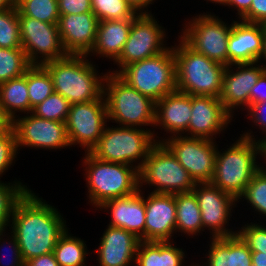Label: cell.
I'll return each instance as SVG.
<instances>
[{
	"instance_id": "bcb514c9",
	"label": "cell",
	"mask_w": 266,
	"mask_h": 266,
	"mask_svg": "<svg viewBox=\"0 0 266 266\" xmlns=\"http://www.w3.org/2000/svg\"><path fill=\"white\" fill-rule=\"evenodd\" d=\"M25 266H59L55 256L52 253L37 256L25 262Z\"/></svg>"
},
{
	"instance_id": "b9f144b4",
	"label": "cell",
	"mask_w": 266,
	"mask_h": 266,
	"mask_svg": "<svg viewBox=\"0 0 266 266\" xmlns=\"http://www.w3.org/2000/svg\"><path fill=\"white\" fill-rule=\"evenodd\" d=\"M60 15L92 12L91 0H58Z\"/></svg>"
},
{
	"instance_id": "3957f363",
	"label": "cell",
	"mask_w": 266,
	"mask_h": 266,
	"mask_svg": "<svg viewBox=\"0 0 266 266\" xmlns=\"http://www.w3.org/2000/svg\"><path fill=\"white\" fill-rule=\"evenodd\" d=\"M88 57L68 54L43 64L51 75L55 93L61 94L71 105L99 100L104 95L108 71L98 74L96 65Z\"/></svg>"
},
{
	"instance_id": "816d5d0a",
	"label": "cell",
	"mask_w": 266,
	"mask_h": 266,
	"mask_svg": "<svg viewBox=\"0 0 266 266\" xmlns=\"http://www.w3.org/2000/svg\"><path fill=\"white\" fill-rule=\"evenodd\" d=\"M251 261L256 266H266V256H251Z\"/></svg>"
},
{
	"instance_id": "ee69618b",
	"label": "cell",
	"mask_w": 266,
	"mask_h": 266,
	"mask_svg": "<svg viewBox=\"0 0 266 266\" xmlns=\"http://www.w3.org/2000/svg\"><path fill=\"white\" fill-rule=\"evenodd\" d=\"M241 21L266 24V0H252L248 13L241 19Z\"/></svg>"
},
{
	"instance_id": "f35d334b",
	"label": "cell",
	"mask_w": 266,
	"mask_h": 266,
	"mask_svg": "<svg viewBox=\"0 0 266 266\" xmlns=\"http://www.w3.org/2000/svg\"><path fill=\"white\" fill-rule=\"evenodd\" d=\"M237 234L251 250V256H266V226L261 222L247 223L237 230Z\"/></svg>"
},
{
	"instance_id": "11a10c76",
	"label": "cell",
	"mask_w": 266,
	"mask_h": 266,
	"mask_svg": "<svg viewBox=\"0 0 266 266\" xmlns=\"http://www.w3.org/2000/svg\"><path fill=\"white\" fill-rule=\"evenodd\" d=\"M261 147H262V151H263L264 157H266V138H264L261 141Z\"/></svg>"
},
{
	"instance_id": "ac0fdd59",
	"label": "cell",
	"mask_w": 266,
	"mask_h": 266,
	"mask_svg": "<svg viewBox=\"0 0 266 266\" xmlns=\"http://www.w3.org/2000/svg\"><path fill=\"white\" fill-rule=\"evenodd\" d=\"M232 119L219 98L191 95V118L186 137L216 141L217 134L224 133Z\"/></svg>"
},
{
	"instance_id": "5b68a950",
	"label": "cell",
	"mask_w": 266,
	"mask_h": 266,
	"mask_svg": "<svg viewBox=\"0 0 266 266\" xmlns=\"http://www.w3.org/2000/svg\"><path fill=\"white\" fill-rule=\"evenodd\" d=\"M172 46L176 61L177 90L188 95L219 98L226 66L190 48L180 37Z\"/></svg>"
},
{
	"instance_id": "681fc988",
	"label": "cell",
	"mask_w": 266,
	"mask_h": 266,
	"mask_svg": "<svg viewBox=\"0 0 266 266\" xmlns=\"http://www.w3.org/2000/svg\"><path fill=\"white\" fill-rule=\"evenodd\" d=\"M13 120L5 113L0 104V134L12 128Z\"/></svg>"
},
{
	"instance_id": "f546056e",
	"label": "cell",
	"mask_w": 266,
	"mask_h": 266,
	"mask_svg": "<svg viewBox=\"0 0 266 266\" xmlns=\"http://www.w3.org/2000/svg\"><path fill=\"white\" fill-rule=\"evenodd\" d=\"M53 254L59 266H87V245L83 239L72 236L68 229L57 240Z\"/></svg>"
},
{
	"instance_id": "7bdbcfd3",
	"label": "cell",
	"mask_w": 266,
	"mask_h": 266,
	"mask_svg": "<svg viewBox=\"0 0 266 266\" xmlns=\"http://www.w3.org/2000/svg\"><path fill=\"white\" fill-rule=\"evenodd\" d=\"M246 113L247 117L249 116L250 122L252 120V123H254L256 128L259 127L258 129L261 130V135L265 133V135H263L264 137L259 139V142H261L264 138H266V101L251 104L246 110Z\"/></svg>"
},
{
	"instance_id": "f6af8a7d",
	"label": "cell",
	"mask_w": 266,
	"mask_h": 266,
	"mask_svg": "<svg viewBox=\"0 0 266 266\" xmlns=\"http://www.w3.org/2000/svg\"><path fill=\"white\" fill-rule=\"evenodd\" d=\"M266 101V71L250 90V105Z\"/></svg>"
},
{
	"instance_id": "74e56055",
	"label": "cell",
	"mask_w": 266,
	"mask_h": 266,
	"mask_svg": "<svg viewBox=\"0 0 266 266\" xmlns=\"http://www.w3.org/2000/svg\"><path fill=\"white\" fill-rule=\"evenodd\" d=\"M71 104L61 94L53 93L39 105L32 109V114L37 117L66 122Z\"/></svg>"
},
{
	"instance_id": "db71d44e",
	"label": "cell",
	"mask_w": 266,
	"mask_h": 266,
	"mask_svg": "<svg viewBox=\"0 0 266 266\" xmlns=\"http://www.w3.org/2000/svg\"><path fill=\"white\" fill-rule=\"evenodd\" d=\"M207 2L210 1L211 3H215V4H219V5H223L226 6L228 5L229 0H206Z\"/></svg>"
},
{
	"instance_id": "30bf717a",
	"label": "cell",
	"mask_w": 266,
	"mask_h": 266,
	"mask_svg": "<svg viewBox=\"0 0 266 266\" xmlns=\"http://www.w3.org/2000/svg\"><path fill=\"white\" fill-rule=\"evenodd\" d=\"M187 19L178 35L190 48L207 58L228 66V39L232 30L231 24L211 12L201 13Z\"/></svg>"
},
{
	"instance_id": "2e32d148",
	"label": "cell",
	"mask_w": 266,
	"mask_h": 266,
	"mask_svg": "<svg viewBox=\"0 0 266 266\" xmlns=\"http://www.w3.org/2000/svg\"><path fill=\"white\" fill-rule=\"evenodd\" d=\"M18 151L22 147L57 150L71 147L66 123L52 121L26 113L13 120Z\"/></svg>"
},
{
	"instance_id": "60d3db41",
	"label": "cell",
	"mask_w": 266,
	"mask_h": 266,
	"mask_svg": "<svg viewBox=\"0 0 266 266\" xmlns=\"http://www.w3.org/2000/svg\"><path fill=\"white\" fill-rule=\"evenodd\" d=\"M6 230H4V231H1L0 232V249L3 251V249L2 248H4L5 247V249H9L10 250V252H11V254H9V256L11 257H9V260H8V258H7V260H8V262L9 263H7V260L6 259H4V260H6V262L4 263V262H2V261H4V260H2V258L4 257L5 258V256H3L2 258H1V256H0V266H25V262L23 261V258H22V255H21V251H20V248H19V245H18V241H17V239H16V237H15V235H14V233L11 231V230H9L11 233H9L8 232V234H11V235H9L8 236V234L6 235L5 232ZM7 237H6V236ZM4 237V238H3ZM6 237V238H5ZM7 239V240H6ZM9 245V246H8ZM6 247H11V248H6ZM4 249V250H5ZM7 251V250H6ZM9 252V253H10ZM1 254V253H0ZM4 254V253H3ZM2 254V255H3ZM7 257V256H6ZM11 259V260H10ZM3 263V264H2ZM7 263V264H6Z\"/></svg>"
},
{
	"instance_id": "52a82bcc",
	"label": "cell",
	"mask_w": 266,
	"mask_h": 266,
	"mask_svg": "<svg viewBox=\"0 0 266 266\" xmlns=\"http://www.w3.org/2000/svg\"><path fill=\"white\" fill-rule=\"evenodd\" d=\"M116 75L156 103L177 90L176 61L172 46L165 52L123 67Z\"/></svg>"
},
{
	"instance_id": "8d00e7d4",
	"label": "cell",
	"mask_w": 266,
	"mask_h": 266,
	"mask_svg": "<svg viewBox=\"0 0 266 266\" xmlns=\"http://www.w3.org/2000/svg\"><path fill=\"white\" fill-rule=\"evenodd\" d=\"M245 199L256 214L266 216V166H262L248 183L238 202ZM258 212V213H257Z\"/></svg>"
},
{
	"instance_id": "4dcf8cb0",
	"label": "cell",
	"mask_w": 266,
	"mask_h": 266,
	"mask_svg": "<svg viewBox=\"0 0 266 266\" xmlns=\"http://www.w3.org/2000/svg\"><path fill=\"white\" fill-rule=\"evenodd\" d=\"M26 80L32 112L35 106L55 91L51 75L43 65H31L26 70Z\"/></svg>"
},
{
	"instance_id": "f907efd6",
	"label": "cell",
	"mask_w": 266,
	"mask_h": 266,
	"mask_svg": "<svg viewBox=\"0 0 266 266\" xmlns=\"http://www.w3.org/2000/svg\"><path fill=\"white\" fill-rule=\"evenodd\" d=\"M16 6V0H0V11Z\"/></svg>"
},
{
	"instance_id": "ffe728a7",
	"label": "cell",
	"mask_w": 266,
	"mask_h": 266,
	"mask_svg": "<svg viewBox=\"0 0 266 266\" xmlns=\"http://www.w3.org/2000/svg\"><path fill=\"white\" fill-rule=\"evenodd\" d=\"M98 23L93 12L60 15L58 30L66 53L87 55L94 46Z\"/></svg>"
},
{
	"instance_id": "cb8c5ba5",
	"label": "cell",
	"mask_w": 266,
	"mask_h": 266,
	"mask_svg": "<svg viewBox=\"0 0 266 266\" xmlns=\"http://www.w3.org/2000/svg\"><path fill=\"white\" fill-rule=\"evenodd\" d=\"M191 118V95L175 90L155 103V125L166 134L186 136ZM170 132V133H169Z\"/></svg>"
},
{
	"instance_id": "277c9868",
	"label": "cell",
	"mask_w": 266,
	"mask_h": 266,
	"mask_svg": "<svg viewBox=\"0 0 266 266\" xmlns=\"http://www.w3.org/2000/svg\"><path fill=\"white\" fill-rule=\"evenodd\" d=\"M81 161L85 167L86 195L93 208L97 209L107 200L131 195L139 189V170L135 166L102 161L90 152L84 153Z\"/></svg>"
},
{
	"instance_id": "9c48e42d",
	"label": "cell",
	"mask_w": 266,
	"mask_h": 266,
	"mask_svg": "<svg viewBox=\"0 0 266 266\" xmlns=\"http://www.w3.org/2000/svg\"><path fill=\"white\" fill-rule=\"evenodd\" d=\"M194 180L171 151L157 142L149 151L139 170V188L154 186L153 193H188L195 186Z\"/></svg>"
},
{
	"instance_id": "e0dca14e",
	"label": "cell",
	"mask_w": 266,
	"mask_h": 266,
	"mask_svg": "<svg viewBox=\"0 0 266 266\" xmlns=\"http://www.w3.org/2000/svg\"><path fill=\"white\" fill-rule=\"evenodd\" d=\"M266 71L263 63L231 64L226 67L219 100L224 109L234 118V112L250 106V90ZM235 110V111H234Z\"/></svg>"
},
{
	"instance_id": "7a4b0ae2",
	"label": "cell",
	"mask_w": 266,
	"mask_h": 266,
	"mask_svg": "<svg viewBox=\"0 0 266 266\" xmlns=\"http://www.w3.org/2000/svg\"><path fill=\"white\" fill-rule=\"evenodd\" d=\"M250 131V132H249ZM220 151L217 146L214 176L211 183L237 201L243 195L253 175L263 166L257 158H265L261 142L251 129ZM259 156V157H257Z\"/></svg>"
},
{
	"instance_id": "484cf974",
	"label": "cell",
	"mask_w": 266,
	"mask_h": 266,
	"mask_svg": "<svg viewBox=\"0 0 266 266\" xmlns=\"http://www.w3.org/2000/svg\"><path fill=\"white\" fill-rule=\"evenodd\" d=\"M133 20L99 21L94 46L87 56L96 55L114 62L128 39Z\"/></svg>"
},
{
	"instance_id": "d590c367",
	"label": "cell",
	"mask_w": 266,
	"mask_h": 266,
	"mask_svg": "<svg viewBox=\"0 0 266 266\" xmlns=\"http://www.w3.org/2000/svg\"><path fill=\"white\" fill-rule=\"evenodd\" d=\"M0 47L22 49L16 6L0 11Z\"/></svg>"
},
{
	"instance_id": "44dd1931",
	"label": "cell",
	"mask_w": 266,
	"mask_h": 266,
	"mask_svg": "<svg viewBox=\"0 0 266 266\" xmlns=\"http://www.w3.org/2000/svg\"><path fill=\"white\" fill-rule=\"evenodd\" d=\"M138 189L135 193L103 202L96 210L111 213L109 226L123 228L144 241L145 228V191ZM99 208V209H98Z\"/></svg>"
},
{
	"instance_id": "83f0119b",
	"label": "cell",
	"mask_w": 266,
	"mask_h": 266,
	"mask_svg": "<svg viewBox=\"0 0 266 266\" xmlns=\"http://www.w3.org/2000/svg\"><path fill=\"white\" fill-rule=\"evenodd\" d=\"M176 232L192 236L202 234L203 224L198 201L193 192L176 193Z\"/></svg>"
},
{
	"instance_id": "f5cc1de1",
	"label": "cell",
	"mask_w": 266,
	"mask_h": 266,
	"mask_svg": "<svg viewBox=\"0 0 266 266\" xmlns=\"http://www.w3.org/2000/svg\"><path fill=\"white\" fill-rule=\"evenodd\" d=\"M262 59H264V60H262ZM262 61L266 62V24H265V28H264L263 52H262V55H261L259 62L262 63ZM263 66L266 68V64H264Z\"/></svg>"
},
{
	"instance_id": "d6986e66",
	"label": "cell",
	"mask_w": 266,
	"mask_h": 266,
	"mask_svg": "<svg viewBox=\"0 0 266 266\" xmlns=\"http://www.w3.org/2000/svg\"><path fill=\"white\" fill-rule=\"evenodd\" d=\"M145 207L144 241H172L177 234L175 194L149 192Z\"/></svg>"
},
{
	"instance_id": "4316f807",
	"label": "cell",
	"mask_w": 266,
	"mask_h": 266,
	"mask_svg": "<svg viewBox=\"0 0 266 266\" xmlns=\"http://www.w3.org/2000/svg\"><path fill=\"white\" fill-rule=\"evenodd\" d=\"M184 258L185 251L174 246L173 241H140L135 266H184Z\"/></svg>"
},
{
	"instance_id": "f1b7e54d",
	"label": "cell",
	"mask_w": 266,
	"mask_h": 266,
	"mask_svg": "<svg viewBox=\"0 0 266 266\" xmlns=\"http://www.w3.org/2000/svg\"><path fill=\"white\" fill-rule=\"evenodd\" d=\"M0 104L5 113L14 120L17 112H31L26 72L24 75L10 79L0 84Z\"/></svg>"
},
{
	"instance_id": "ab89813d",
	"label": "cell",
	"mask_w": 266,
	"mask_h": 266,
	"mask_svg": "<svg viewBox=\"0 0 266 266\" xmlns=\"http://www.w3.org/2000/svg\"><path fill=\"white\" fill-rule=\"evenodd\" d=\"M14 128L0 134V179L15 163L18 155ZM1 181V180H0Z\"/></svg>"
},
{
	"instance_id": "e575fe53",
	"label": "cell",
	"mask_w": 266,
	"mask_h": 266,
	"mask_svg": "<svg viewBox=\"0 0 266 266\" xmlns=\"http://www.w3.org/2000/svg\"><path fill=\"white\" fill-rule=\"evenodd\" d=\"M91 4L99 21L134 19L138 15L126 0H91Z\"/></svg>"
},
{
	"instance_id": "ba28073f",
	"label": "cell",
	"mask_w": 266,
	"mask_h": 266,
	"mask_svg": "<svg viewBox=\"0 0 266 266\" xmlns=\"http://www.w3.org/2000/svg\"><path fill=\"white\" fill-rule=\"evenodd\" d=\"M109 127L105 126L90 153L102 161L131 165L140 170L149 151L157 143L153 133L138 127Z\"/></svg>"
},
{
	"instance_id": "9a60e30c",
	"label": "cell",
	"mask_w": 266,
	"mask_h": 266,
	"mask_svg": "<svg viewBox=\"0 0 266 266\" xmlns=\"http://www.w3.org/2000/svg\"><path fill=\"white\" fill-rule=\"evenodd\" d=\"M192 192L197 198L201 211L203 229L210 231V238L230 237L237 234V230L228 228L231 213L238 203L233 196L223 192L211 182L196 183Z\"/></svg>"
},
{
	"instance_id": "7c38bea8",
	"label": "cell",
	"mask_w": 266,
	"mask_h": 266,
	"mask_svg": "<svg viewBox=\"0 0 266 266\" xmlns=\"http://www.w3.org/2000/svg\"><path fill=\"white\" fill-rule=\"evenodd\" d=\"M195 183L211 182L214 176L217 143L206 138L173 136L160 138Z\"/></svg>"
},
{
	"instance_id": "836d02e7",
	"label": "cell",
	"mask_w": 266,
	"mask_h": 266,
	"mask_svg": "<svg viewBox=\"0 0 266 266\" xmlns=\"http://www.w3.org/2000/svg\"><path fill=\"white\" fill-rule=\"evenodd\" d=\"M27 190L30 189L20 180L9 183L0 181V232L10 226L14 205Z\"/></svg>"
},
{
	"instance_id": "d4e9b609",
	"label": "cell",
	"mask_w": 266,
	"mask_h": 266,
	"mask_svg": "<svg viewBox=\"0 0 266 266\" xmlns=\"http://www.w3.org/2000/svg\"><path fill=\"white\" fill-rule=\"evenodd\" d=\"M208 253L204 262L195 266H250L251 250L242 238L235 234L230 237L210 238ZM207 257V258H206Z\"/></svg>"
},
{
	"instance_id": "d6a6232c",
	"label": "cell",
	"mask_w": 266,
	"mask_h": 266,
	"mask_svg": "<svg viewBox=\"0 0 266 266\" xmlns=\"http://www.w3.org/2000/svg\"><path fill=\"white\" fill-rule=\"evenodd\" d=\"M30 66L23 49L0 47V84L24 75Z\"/></svg>"
},
{
	"instance_id": "7dc6e473",
	"label": "cell",
	"mask_w": 266,
	"mask_h": 266,
	"mask_svg": "<svg viewBox=\"0 0 266 266\" xmlns=\"http://www.w3.org/2000/svg\"><path fill=\"white\" fill-rule=\"evenodd\" d=\"M252 4V0H229L228 8L236 10V17L241 20L249 11ZM238 15V16H237Z\"/></svg>"
},
{
	"instance_id": "5bb4252c",
	"label": "cell",
	"mask_w": 266,
	"mask_h": 266,
	"mask_svg": "<svg viewBox=\"0 0 266 266\" xmlns=\"http://www.w3.org/2000/svg\"><path fill=\"white\" fill-rule=\"evenodd\" d=\"M108 122L104 95L99 100L72 104L66 120L69 142L85 153L97 145Z\"/></svg>"
},
{
	"instance_id": "6da1fadb",
	"label": "cell",
	"mask_w": 266,
	"mask_h": 266,
	"mask_svg": "<svg viewBox=\"0 0 266 266\" xmlns=\"http://www.w3.org/2000/svg\"><path fill=\"white\" fill-rule=\"evenodd\" d=\"M27 190L15 203L9 229L14 233L23 261L52 253L57 240L69 229L63 214Z\"/></svg>"
},
{
	"instance_id": "8fae6325",
	"label": "cell",
	"mask_w": 266,
	"mask_h": 266,
	"mask_svg": "<svg viewBox=\"0 0 266 266\" xmlns=\"http://www.w3.org/2000/svg\"><path fill=\"white\" fill-rule=\"evenodd\" d=\"M157 23L153 14H138L132 21L130 33L120 56L114 61L118 69L109 73L117 74L123 67L167 51L165 28ZM165 43V44H164Z\"/></svg>"
},
{
	"instance_id": "7402d4cb",
	"label": "cell",
	"mask_w": 266,
	"mask_h": 266,
	"mask_svg": "<svg viewBox=\"0 0 266 266\" xmlns=\"http://www.w3.org/2000/svg\"><path fill=\"white\" fill-rule=\"evenodd\" d=\"M139 243L140 239L134 234L107 225L95 250L96 260L99 266H135Z\"/></svg>"
},
{
	"instance_id": "4fadbf2b",
	"label": "cell",
	"mask_w": 266,
	"mask_h": 266,
	"mask_svg": "<svg viewBox=\"0 0 266 266\" xmlns=\"http://www.w3.org/2000/svg\"><path fill=\"white\" fill-rule=\"evenodd\" d=\"M22 49L31 65H43L68 54L61 42L58 24L23 16L18 11Z\"/></svg>"
},
{
	"instance_id": "8992f818",
	"label": "cell",
	"mask_w": 266,
	"mask_h": 266,
	"mask_svg": "<svg viewBox=\"0 0 266 266\" xmlns=\"http://www.w3.org/2000/svg\"><path fill=\"white\" fill-rule=\"evenodd\" d=\"M104 97L107 106L108 122L121 127H138L150 130L156 142L160 137L155 134V102L128 86L116 74L107 73L104 81ZM147 126H152L153 131ZM158 139H157V138Z\"/></svg>"
},
{
	"instance_id": "1f68e13d",
	"label": "cell",
	"mask_w": 266,
	"mask_h": 266,
	"mask_svg": "<svg viewBox=\"0 0 266 266\" xmlns=\"http://www.w3.org/2000/svg\"><path fill=\"white\" fill-rule=\"evenodd\" d=\"M16 7L23 16L58 24V0H16Z\"/></svg>"
},
{
	"instance_id": "603a6c76",
	"label": "cell",
	"mask_w": 266,
	"mask_h": 266,
	"mask_svg": "<svg viewBox=\"0 0 266 266\" xmlns=\"http://www.w3.org/2000/svg\"><path fill=\"white\" fill-rule=\"evenodd\" d=\"M265 24L235 21L228 39V66L259 62L264 44Z\"/></svg>"
},
{
	"instance_id": "c3c4849f",
	"label": "cell",
	"mask_w": 266,
	"mask_h": 266,
	"mask_svg": "<svg viewBox=\"0 0 266 266\" xmlns=\"http://www.w3.org/2000/svg\"><path fill=\"white\" fill-rule=\"evenodd\" d=\"M126 1L137 14H151V11H148V7L150 4H153L155 2V0H126Z\"/></svg>"
}]
</instances>
